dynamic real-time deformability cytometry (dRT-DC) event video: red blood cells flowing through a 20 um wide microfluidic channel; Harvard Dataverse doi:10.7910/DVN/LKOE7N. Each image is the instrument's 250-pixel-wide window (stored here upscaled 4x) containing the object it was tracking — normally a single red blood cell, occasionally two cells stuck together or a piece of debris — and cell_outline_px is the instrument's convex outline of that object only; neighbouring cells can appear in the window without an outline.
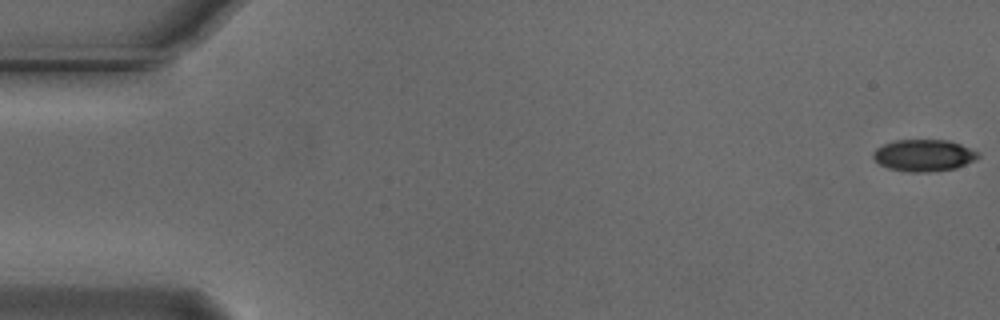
{"species": "Egyptian fruit bat (a non-hibernating species)", "species_latin": "Rousettus aegyptiacus", "temperature_condition": "cold", "stored_images_in_passage": 49, "camera_frame_rate_fps": 3000, "um_per_image_px": 0.085, "animal": {"sex": "male"}, "frame": {"image": 1, "passage_image": 1, "time_ms": 0.0, "image_size_px": [1000, 320], "cell_outline_px": [[980, 156], [976, 160], [956, 168], [928, 172], [908, 172], [888, 168], [880, 164], [872, 156], [872, 152], [876, 148], [884, 144], [896, 140], [948, 140], [960, 144], [980, 152]], "centroid_in_image_um": [78.54, 13.21], "position_along_channel_um": 6.5, "area_um2": 19.54}}
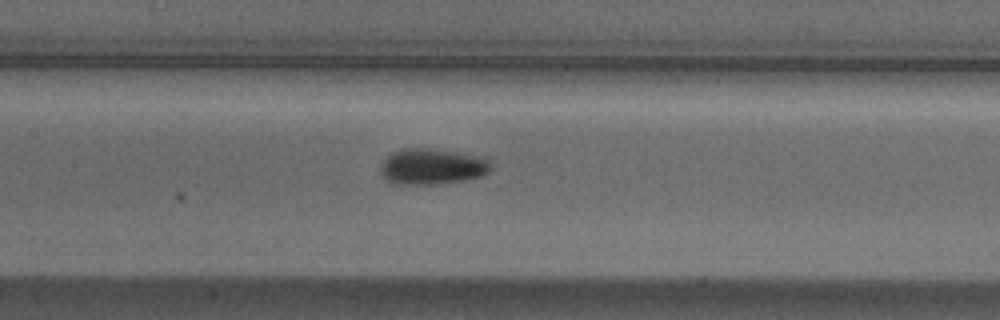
{"frame": {"image": 2, "passage_image": 26, "time_ms": 8.333, "image_size_px": [1000, 320], "cell_outline_px": [[492, 168], [488, 172], [480, 176], [464, 180], [432, 184], [392, 184], [384, 180], [380, 172], [380, 164], [392, 152], [404, 148], [428, 148], [460, 152], [488, 156]], "centroid_in_image_um": [36.74, 14.14], "position_along_channel_um": 170.7, "area_um2": 23.52}}
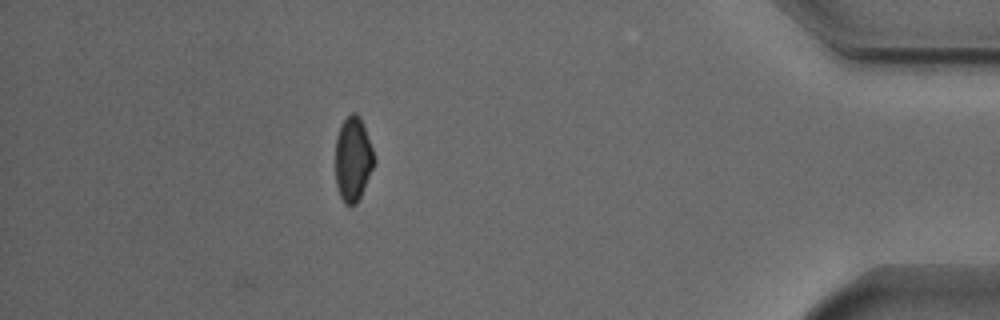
{"frame": {"image": 3, "passage_image": 49, "time_ms": 16.0, "image_size_px": [1000, 320], "cell_outline_px": [[376, 164], [356, 204], [344, 204], [340, 196], [336, 184], [336, 140], [340, 128], [344, 120], [352, 112], [356, 112], [360, 116], [372, 148], [376, 160]], "centroid_in_image_um": [30.02, 13.53], "position_along_channel_um": 405.2, "area_um2": 18.96}, "authors_computed_cell_mechanics": {"area_um2": 20.6346, "velocity_mm_per_s": 3.7298, "shape_relaxation_time_tau1_ms": 3.3143, "shape_relaxation_time_tau2_ms": null, "deformation_change_tau1": 0.0846, "deformation_change_tau2": null}}